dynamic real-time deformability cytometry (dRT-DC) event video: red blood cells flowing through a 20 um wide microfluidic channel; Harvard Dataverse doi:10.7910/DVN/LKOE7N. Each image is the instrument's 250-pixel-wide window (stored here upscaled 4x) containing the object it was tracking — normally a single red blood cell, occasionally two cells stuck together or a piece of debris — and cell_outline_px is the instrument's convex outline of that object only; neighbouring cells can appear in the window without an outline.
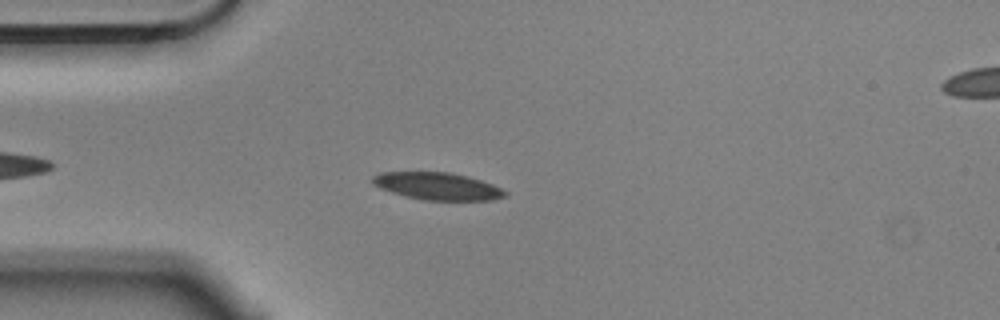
{"species": "Egyptian fruit bat (a non-hibernating species)", "species_latin": "Rousettus aegyptiacus", "temperature_condition": "cold", "stored_images_in_passage": 44, "camera_frame_rate_fps": 3000, "um_per_image_px": 0.085, "animal": {"sex": "male"}, "frame": {"image": 1, "passage_image": 6, "time_ms": 1.667, "image_size_px": [1000, 320], "cell_outline_px": [[508, 192], [504, 196], [492, 200], [420, 200], [404, 196], [380, 188], [372, 184], [372, 176], [380, 172], [448, 172], [468, 176], [492, 184]], "centroid_in_image_um": [37.15, 15.82], "position_along_channel_um": 47.9, "area_um2": 21.1}}
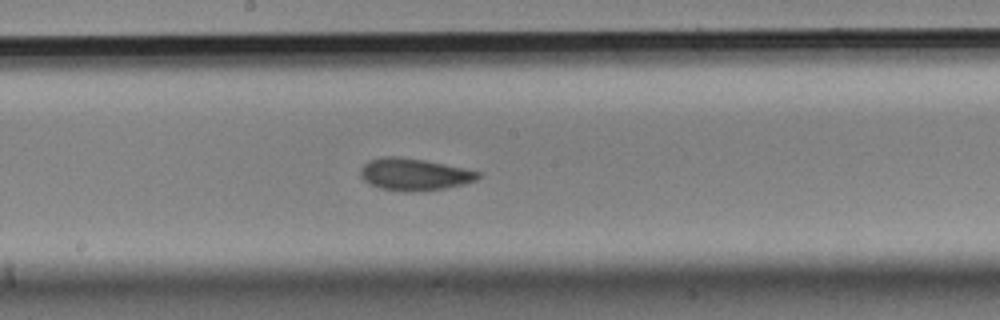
{"frame": {"image": 2, "passage_image": 21, "time_ms": 6.667, "image_size_px": [1000, 320], "cell_outline_px": [[480, 176], [476, 180], [464, 184], [444, 188], [412, 192], [404, 192], [380, 188], [368, 184], [360, 176], [360, 168], [368, 160], [384, 156], [396, 156], [424, 160], [464, 168], [480, 172]], "centroid_in_image_um": [35.17, 14.82], "position_along_channel_um": 213.0, "area_um2": 22.02}}
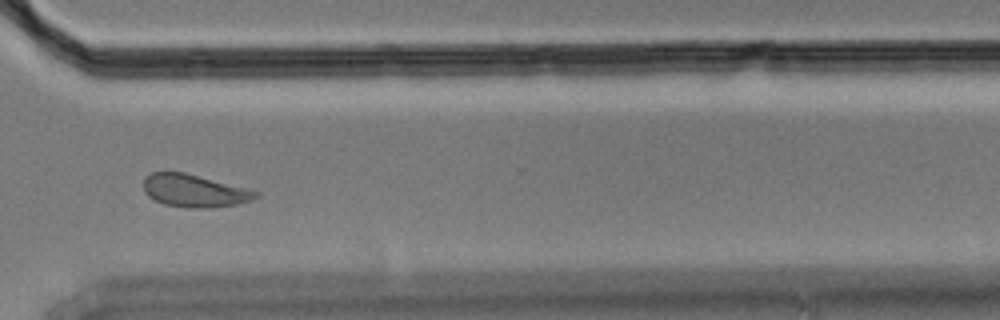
{"frame": {"image": 3, "passage_image": 33, "time_ms": 10.667, "image_size_px": [1000, 320], "cell_outline_px": [[260, 192], [256, 196], [248, 200], [236, 204], [208, 208], [192, 208], [164, 204], [148, 196], [144, 192], [144, 180], [152, 172], [184, 172]], "centroid_in_image_um": [16.47, 16.21], "position_along_channel_um": 354.1, "area_um2": 20.81}, "authors_computed_cell_mechanics": {"area_um2": 21.5016, "velocity_mm_per_s": 3.5325, "shape_relaxation_time_tau1_ms": 4.1966, "shape_relaxation_time_tau2_ms": 3.1714, "deformation_change_tau1": 0.11, "deformation_change_tau2": 0.0901}}